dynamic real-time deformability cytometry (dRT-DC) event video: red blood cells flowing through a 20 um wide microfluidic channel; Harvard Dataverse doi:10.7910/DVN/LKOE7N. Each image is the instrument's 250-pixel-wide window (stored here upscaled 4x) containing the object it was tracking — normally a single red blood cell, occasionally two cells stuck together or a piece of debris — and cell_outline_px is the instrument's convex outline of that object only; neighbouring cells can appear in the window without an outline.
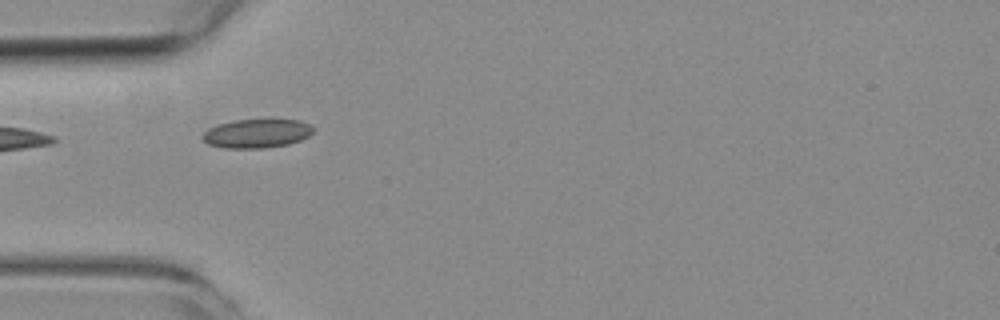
{"species": "common noctule bat (a hibernating species)", "species_latin": "Nyctalus noctula", "temperature_condition": "room temperature", "stored_images_in_passage": 4, "camera_frame_rate_fps": 3000, "um_per_image_px": 0.085, "animal": {"sex": "female", "body_mass_g": 19.3, "forearm_length_mm": 54.1}, "frame": {"image": 1, "passage_image": 2, "time_ms": 1.333, "image_size_px": [1000, 320], "cell_outline_px": [[316, 128], [308, 136], [300, 140], [288, 144], [264, 148], [224, 148], [208, 144], [200, 136], [208, 128], [216, 124], [236, 120], [300, 120]], "centroid_in_image_um": [21.8, 11.34], "position_along_channel_um": 63.2, "area_um2": 18.61}}
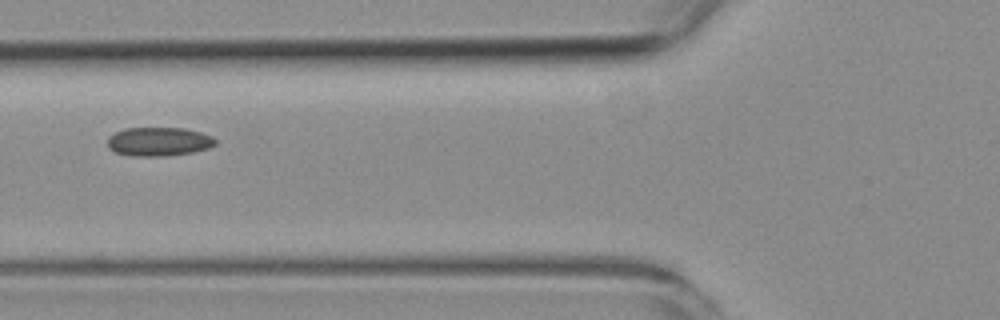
{"frame": {"image": 2, "passage_image": 3, "time_ms": 2.667, "image_size_px": [1000, 320], "cell_outline_px": [[216, 144], [208, 148], [192, 152], [164, 156], [132, 156], [116, 152], [108, 148], [108, 136], [124, 128], [184, 128], [200, 132], [212, 136], [216, 140]], "centroid_in_image_um": [13.48, 12.03], "position_along_channel_um": 112.3, "area_um2": 18.09}}